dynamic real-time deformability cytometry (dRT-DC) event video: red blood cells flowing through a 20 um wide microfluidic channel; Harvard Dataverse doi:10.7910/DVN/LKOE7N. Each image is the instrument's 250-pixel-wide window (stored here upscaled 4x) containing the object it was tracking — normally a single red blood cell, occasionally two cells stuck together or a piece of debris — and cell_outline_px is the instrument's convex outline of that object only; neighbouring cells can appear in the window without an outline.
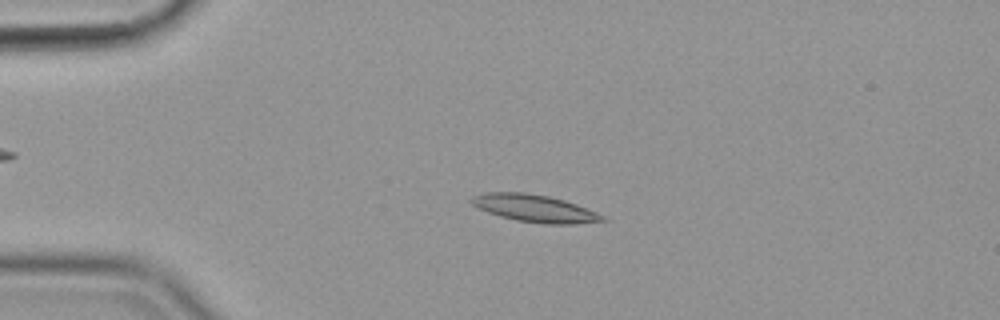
{"species": "common noctule bat (a hibernating species)", "species_latin": "Nyctalus noctula", "temperature_condition": "cold", "stored_images_in_passage": 56, "camera_frame_rate_fps": 3000, "um_per_image_px": 0.085, "animal": {"sex": "female", "body_mass_g": 19.9}, "frame": {"image": 1, "passage_image": 13, "time_ms": 4.0, "image_size_px": [1000, 320], "cell_outline_px": [[608, 220], [572, 224], [544, 224], [516, 220], [500, 216], [488, 212], [472, 204], [468, 200], [472, 196], [484, 192], [524, 192], [548, 196], [564, 200], [576, 204], [596, 212], [604, 216]], "centroid_in_image_um": [45.42, 17.7], "position_along_channel_um": 39.6, "area_um2": 20.81}}
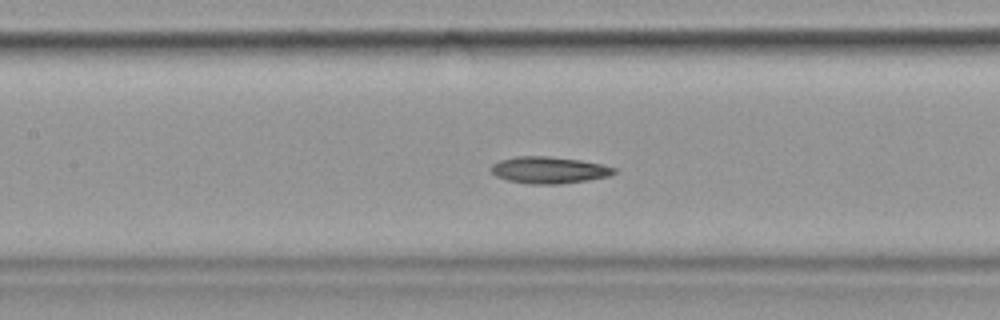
{"frame": {"image": 2, "passage_image": 26, "time_ms": 8.333, "image_size_px": [1000, 320], "cell_outline_px": [[616, 172], [608, 176], [588, 180], [560, 184], [532, 184], [508, 180], [496, 176], [488, 168], [492, 164], [500, 160], [516, 156], [548, 156], [580, 160], [600, 164], [616, 168]], "centroid_in_image_um": [46.63, 14.45], "position_along_channel_um": 160.8, "area_um2": 19.13}}
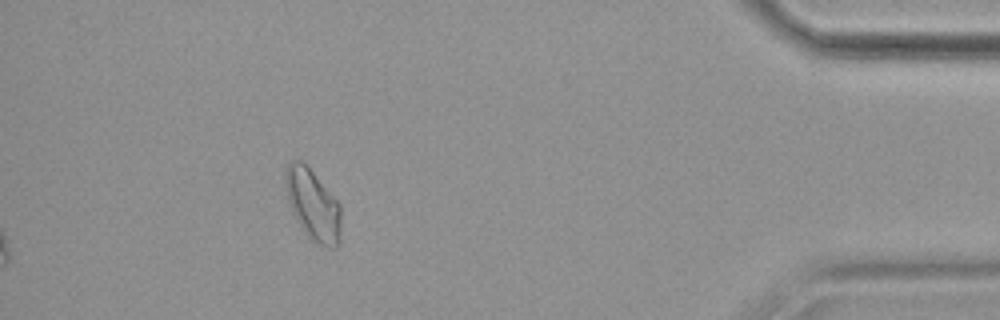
{"frame": {"image": 3, "passage_image": 51, "time_ms": 16.667, "image_size_px": [1000, 320], "cell_outline_px": [[340, 240], [336, 248], [328, 248], [316, 244], [304, 232], [292, 212], [288, 200], [284, 180], [284, 176], [288, 164], [292, 160], [300, 160], [312, 172], [340, 204]], "centroid_in_image_um": [26.59, 17.45], "position_along_channel_um": 408.6, "area_um2": 22.77}, "authors_computed_cell_mechanics": {"area_um2": 19.941, "velocity_mm_per_s": 3.5667, "shape_relaxation_time_tau1_ms": 4.2538, "shape_relaxation_time_tau2_ms": null, "deformation_change_tau1": 0.1277, "deformation_change_tau2": null}}